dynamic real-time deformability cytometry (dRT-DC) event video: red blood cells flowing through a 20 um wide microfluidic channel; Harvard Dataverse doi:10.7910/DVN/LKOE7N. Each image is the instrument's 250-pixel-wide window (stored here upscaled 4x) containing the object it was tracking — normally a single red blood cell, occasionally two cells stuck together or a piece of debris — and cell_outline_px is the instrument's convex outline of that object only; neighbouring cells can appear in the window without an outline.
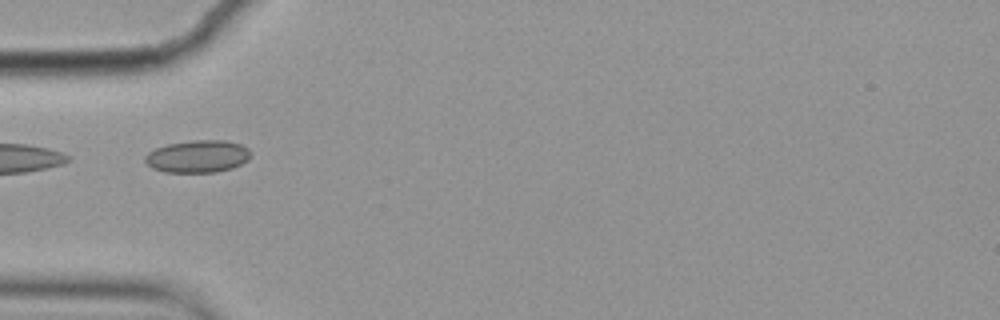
{"species": "common noctule bat (a hibernating species)", "species_latin": "Nyctalus noctula", "temperature_condition": "cold", "stored_images_in_passage": 6, "camera_frame_rate_fps": 3000, "um_per_image_px": 0.085, "animal": {"sex": "female", "body_mass_g": 19.9}, "frame": {"image": 1, "passage_image": 6, "time_ms": 1.667, "image_size_px": [1000, 320], "cell_outline_px": [[252, 156], [248, 160], [232, 168], [216, 172], [164, 172], [152, 168], [144, 160], [144, 156], [148, 152], [156, 148], [168, 144], [192, 140], [224, 140], [240, 144], [248, 148], [252, 152]], "centroid_in_image_um": [16.82, 13.29], "position_along_channel_um": 68.2, "area_um2": 20.06}}